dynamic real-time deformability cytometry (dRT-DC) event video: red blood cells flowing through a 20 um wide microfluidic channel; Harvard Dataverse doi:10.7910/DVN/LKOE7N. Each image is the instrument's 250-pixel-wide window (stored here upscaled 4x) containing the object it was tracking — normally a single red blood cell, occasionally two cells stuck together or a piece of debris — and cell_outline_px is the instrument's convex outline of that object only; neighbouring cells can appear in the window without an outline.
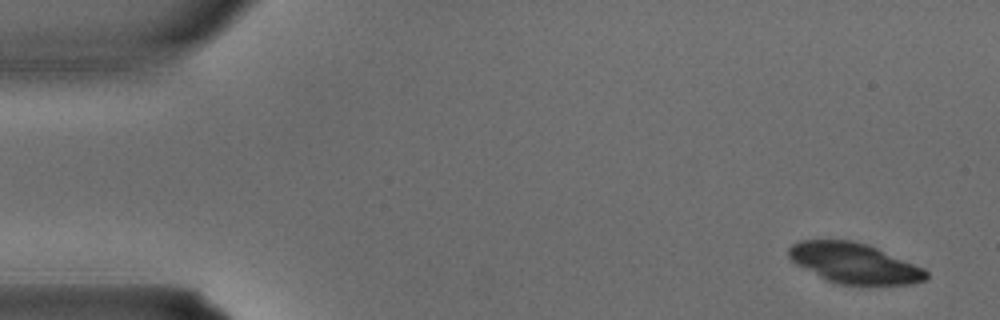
{"species": "common noctule bat (a hibernating species)", "species_latin": "Nyctalus noctula", "temperature_condition": "warm", "stored_images_in_passage": 3, "camera_frame_rate_fps": 3000, "um_per_image_px": 0.085, "animal": {"sex": "male", "body_mass_g": 15.6}, "frame": {"image": 1, "passage_image": 1, "time_ms": 0.0, "image_size_px": [1000, 320], "cell_outline_px": [[928, 276], [924, 280], [908, 284], [868, 288], [840, 284], [828, 280], [796, 264], [788, 256], [788, 248], [792, 244], [800, 240], [852, 240], [868, 244], [924, 268], [928, 272]], "centroid_in_image_um": [72.64, 22.41], "position_along_channel_um": 12.4, "area_um2": 32.89}}